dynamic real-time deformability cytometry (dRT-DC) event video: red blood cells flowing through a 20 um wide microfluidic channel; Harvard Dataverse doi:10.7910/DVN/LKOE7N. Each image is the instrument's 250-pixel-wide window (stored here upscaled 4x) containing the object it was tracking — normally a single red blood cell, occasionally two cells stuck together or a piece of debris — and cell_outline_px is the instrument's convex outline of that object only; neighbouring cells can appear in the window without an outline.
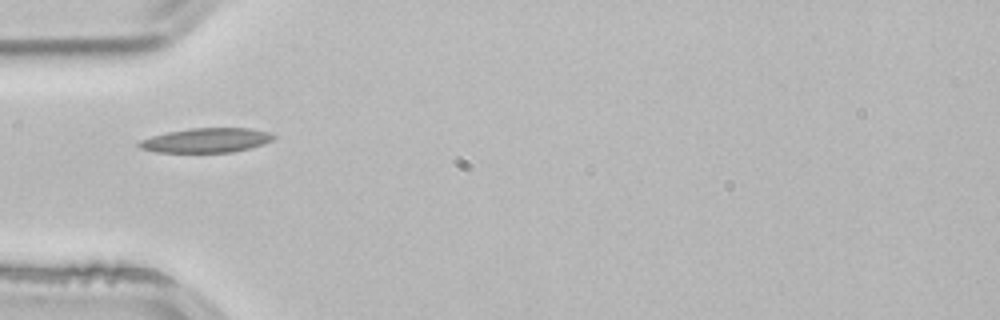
{"species": "common noctule bat (a hibernating species)", "species_latin": "Nyctalus noctula", "temperature_condition": "room temperature", "stored_images_in_passage": 4, "camera_frame_rate_fps": 3000, "um_per_image_px": 0.085, "animal": {"sex": "male", "body_mass_g": 21.5, "forearm_length_mm": 52.0}, "frame": {"image": 1, "passage_image": 4, "time_ms": 1.0, "image_size_px": [1000, 320], "cell_outline_px": [[276, 136], [272, 140], [264, 144], [232, 152], [156, 152], [140, 148], [136, 144], [140, 140], [152, 136], [168, 132], [192, 128], [248, 128], [268, 132]], "centroid_in_image_um": [17.52, 11.92], "position_along_channel_um": 67.5, "area_um2": 19.02}}